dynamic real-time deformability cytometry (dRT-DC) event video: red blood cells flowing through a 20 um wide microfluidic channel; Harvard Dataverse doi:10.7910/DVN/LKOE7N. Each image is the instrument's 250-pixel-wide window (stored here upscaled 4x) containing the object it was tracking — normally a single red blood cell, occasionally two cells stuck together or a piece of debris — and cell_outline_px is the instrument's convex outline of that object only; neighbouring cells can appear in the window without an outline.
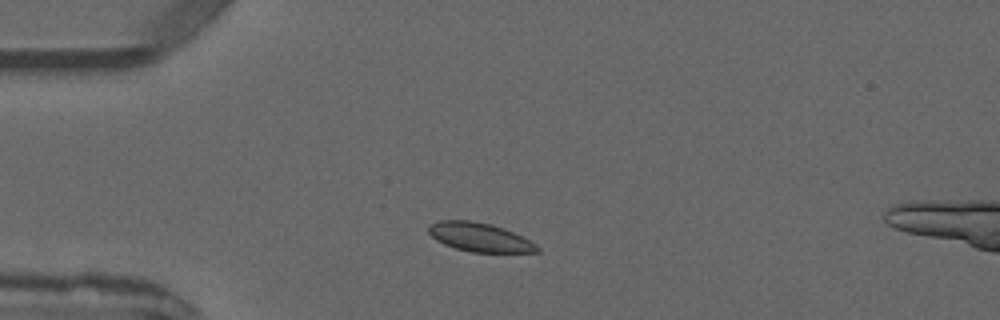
{"species": "common noctule bat (a hibernating species)", "species_latin": "Nyctalus noctula", "temperature_condition": "warm", "stored_images_in_passage": 2, "camera_frame_rate_fps": 3000, "um_per_image_px": 0.085, "animal": {"sex": "male", "forearm_length_mm": 52.5}, "frame": {"image": 1, "passage_image": 1, "time_ms": 0.0, "image_size_px": [1000, 320], "cell_outline_px": [[540, 252], [472, 252], [456, 248], [444, 244], [436, 240], [428, 232], [428, 228], [432, 224], [440, 220], [468, 220], [492, 224], [504, 228], [536, 244], [540, 248]], "centroid_in_image_um": [40.77, 20.16], "position_along_channel_um": 44.2, "area_um2": 18.03}}